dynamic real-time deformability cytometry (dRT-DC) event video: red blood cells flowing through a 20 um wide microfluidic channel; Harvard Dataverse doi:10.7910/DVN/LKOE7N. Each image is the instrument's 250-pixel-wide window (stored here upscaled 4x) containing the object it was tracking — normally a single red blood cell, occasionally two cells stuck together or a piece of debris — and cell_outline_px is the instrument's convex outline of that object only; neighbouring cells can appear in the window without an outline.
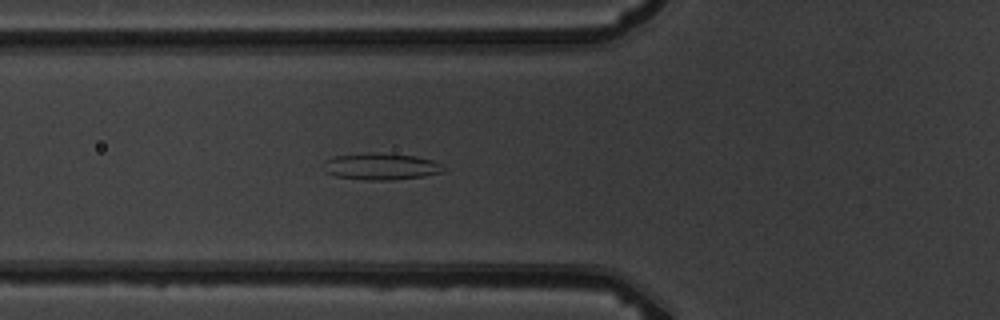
{"species": "common noctule bat (a hibernating species)", "species_latin": "Nyctalus noctula", "temperature_condition": "warm", "stored_images_in_passage": 2, "camera_frame_rate_fps": 3000, "um_per_image_px": 0.085, "animal": {"sex": "male", "body_mass_g": 19.5, "forearm_length_mm": 54.6}, "frame": {"image": 1, "passage_image": 2, "time_ms": 1.0, "image_size_px": [1000, 320], "cell_outline_px": [[444, 172], [424, 176], [392, 180], [364, 180], [336, 176], [324, 172], [324, 160], [336, 156], [372, 152], [416, 156], [432, 160], [440, 164], [444, 168]], "centroid_in_image_um": [32.37, 14.15], "position_along_channel_um": 93.4, "area_um2": 18.67}}